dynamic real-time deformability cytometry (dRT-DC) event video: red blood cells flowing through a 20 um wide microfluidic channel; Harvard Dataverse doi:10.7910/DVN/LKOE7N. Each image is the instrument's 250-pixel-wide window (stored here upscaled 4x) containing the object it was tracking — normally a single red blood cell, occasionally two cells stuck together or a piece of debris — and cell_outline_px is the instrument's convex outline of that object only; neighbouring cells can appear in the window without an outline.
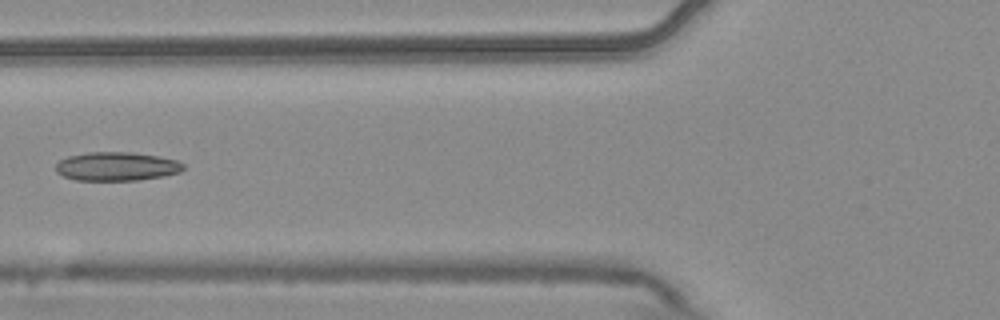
{"species": "common noctule bat (a hibernating species)", "species_latin": "Nyctalus noctula", "temperature_condition": "warm", "stored_images_in_passage": 7, "camera_frame_rate_fps": 3000, "um_per_image_px": 0.085, "animal": {"sex": "male", "body_mass_g": 20.4}, "frame": {"image": 1, "passage_image": 6, "time_ms": 1.667, "image_size_px": [1000, 320], "cell_outline_px": [[184, 168], [180, 172], [164, 176], [136, 180], [76, 180], [64, 176], [56, 172], [56, 164], [60, 160], [68, 156], [88, 152], [132, 152], [156, 156], [176, 160], [184, 164]], "centroid_in_image_um": [9.91, 14.14], "position_along_channel_um": 115.9, "area_um2": 21.27}}
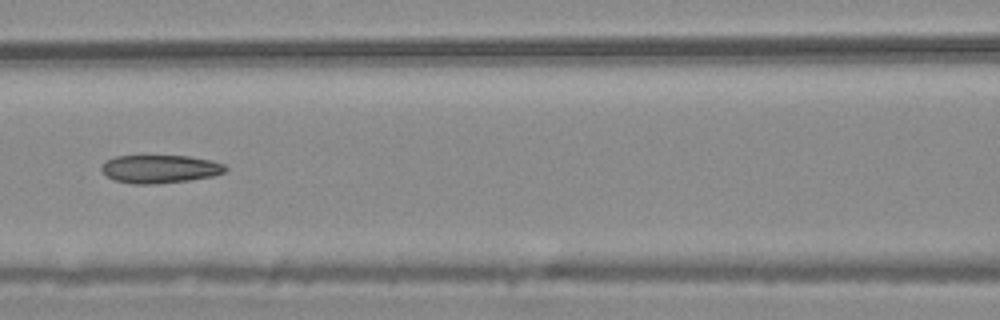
{"frame": {"image": 2, "passage_image": 7, "time_ms": 2.0, "image_size_px": [1000, 320], "cell_outline_px": [[228, 168], [224, 172], [212, 176], [188, 180], [152, 184], [136, 184], [116, 180], [108, 176], [100, 168], [104, 160], [116, 156], [188, 156], [212, 160], [224, 164]], "centroid_in_image_um": [13.6, 14.35], "position_along_channel_um": 153.0, "area_um2": 20.17}}